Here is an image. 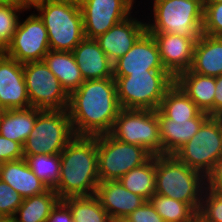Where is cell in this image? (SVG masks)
<instances>
[{"label":"cell","mask_w":222,"mask_h":222,"mask_svg":"<svg viewBox=\"0 0 222 222\" xmlns=\"http://www.w3.org/2000/svg\"><path fill=\"white\" fill-rule=\"evenodd\" d=\"M121 109L113 78L86 80L69 94L67 111L75 136L110 133Z\"/></svg>","instance_id":"obj_1"},{"label":"cell","mask_w":222,"mask_h":222,"mask_svg":"<svg viewBox=\"0 0 222 222\" xmlns=\"http://www.w3.org/2000/svg\"><path fill=\"white\" fill-rule=\"evenodd\" d=\"M60 158V179L54 189L59 199L95 195L100 182L96 137L75 136Z\"/></svg>","instance_id":"obj_2"},{"label":"cell","mask_w":222,"mask_h":222,"mask_svg":"<svg viewBox=\"0 0 222 222\" xmlns=\"http://www.w3.org/2000/svg\"><path fill=\"white\" fill-rule=\"evenodd\" d=\"M155 193L189 204L197 213L206 188L205 176L174 155L155 156Z\"/></svg>","instance_id":"obj_3"},{"label":"cell","mask_w":222,"mask_h":222,"mask_svg":"<svg viewBox=\"0 0 222 222\" xmlns=\"http://www.w3.org/2000/svg\"><path fill=\"white\" fill-rule=\"evenodd\" d=\"M31 8H35L47 29L50 50L72 52L85 38L79 6L40 0Z\"/></svg>","instance_id":"obj_4"},{"label":"cell","mask_w":222,"mask_h":222,"mask_svg":"<svg viewBox=\"0 0 222 222\" xmlns=\"http://www.w3.org/2000/svg\"><path fill=\"white\" fill-rule=\"evenodd\" d=\"M149 33H170L196 41L202 35L204 7L194 0H153ZM152 20V22H151Z\"/></svg>","instance_id":"obj_5"},{"label":"cell","mask_w":222,"mask_h":222,"mask_svg":"<svg viewBox=\"0 0 222 222\" xmlns=\"http://www.w3.org/2000/svg\"><path fill=\"white\" fill-rule=\"evenodd\" d=\"M122 109L158 110L165 92L175 83L166 70L113 77Z\"/></svg>","instance_id":"obj_6"},{"label":"cell","mask_w":222,"mask_h":222,"mask_svg":"<svg viewBox=\"0 0 222 222\" xmlns=\"http://www.w3.org/2000/svg\"><path fill=\"white\" fill-rule=\"evenodd\" d=\"M74 137L67 109L42 110L23 145V154H60Z\"/></svg>","instance_id":"obj_7"},{"label":"cell","mask_w":222,"mask_h":222,"mask_svg":"<svg viewBox=\"0 0 222 222\" xmlns=\"http://www.w3.org/2000/svg\"><path fill=\"white\" fill-rule=\"evenodd\" d=\"M95 137L100 182L119 180L131 169L142 166L152 157L142 146L119 141L110 133Z\"/></svg>","instance_id":"obj_8"},{"label":"cell","mask_w":222,"mask_h":222,"mask_svg":"<svg viewBox=\"0 0 222 222\" xmlns=\"http://www.w3.org/2000/svg\"><path fill=\"white\" fill-rule=\"evenodd\" d=\"M110 134L119 141L142 146L152 156L162 155L156 110L121 109Z\"/></svg>","instance_id":"obj_9"},{"label":"cell","mask_w":222,"mask_h":222,"mask_svg":"<svg viewBox=\"0 0 222 222\" xmlns=\"http://www.w3.org/2000/svg\"><path fill=\"white\" fill-rule=\"evenodd\" d=\"M173 155L206 177L222 155V120L210 116L198 132Z\"/></svg>","instance_id":"obj_10"},{"label":"cell","mask_w":222,"mask_h":222,"mask_svg":"<svg viewBox=\"0 0 222 222\" xmlns=\"http://www.w3.org/2000/svg\"><path fill=\"white\" fill-rule=\"evenodd\" d=\"M30 107L42 110L67 109L69 94L44 61L23 64Z\"/></svg>","instance_id":"obj_11"},{"label":"cell","mask_w":222,"mask_h":222,"mask_svg":"<svg viewBox=\"0 0 222 222\" xmlns=\"http://www.w3.org/2000/svg\"><path fill=\"white\" fill-rule=\"evenodd\" d=\"M49 50L47 29L40 17L32 13L26 19L19 20L16 32L2 52L25 64L42 61Z\"/></svg>","instance_id":"obj_12"},{"label":"cell","mask_w":222,"mask_h":222,"mask_svg":"<svg viewBox=\"0 0 222 222\" xmlns=\"http://www.w3.org/2000/svg\"><path fill=\"white\" fill-rule=\"evenodd\" d=\"M135 3L136 0H83L80 9L85 38L96 39L131 16Z\"/></svg>","instance_id":"obj_13"},{"label":"cell","mask_w":222,"mask_h":222,"mask_svg":"<svg viewBox=\"0 0 222 222\" xmlns=\"http://www.w3.org/2000/svg\"><path fill=\"white\" fill-rule=\"evenodd\" d=\"M150 70H165V68L153 35L146 31L123 57L113 63V77L148 73Z\"/></svg>","instance_id":"obj_14"},{"label":"cell","mask_w":222,"mask_h":222,"mask_svg":"<svg viewBox=\"0 0 222 222\" xmlns=\"http://www.w3.org/2000/svg\"><path fill=\"white\" fill-rule=\"evenodd\" d=\"M0 105L5 110L30 107L23 64L6 56L2 51H0Z\"/></svg>","instance_id":"obj_15"},{"label":"cell","mask_w":222,"mask_h":222,"mask_svg":"<svg viewBox=\"0 0 222 222\" xmlns=\"http://www.w3.org/2000/svg\"><path fill=\"white\" fill-rule=\"evenodd\" d=\"M158 48L165 70L175 79L191 68L196 40L170 33H150Z\"/></svg>","instance_id":"obj_16"},{"label":"cell","mask_w":222,"mask_h":222,"mask_svg":"<svg viewBox=\"0 0 222 222\" xmlns=\"http://www.w3.org/2000/svg\"><path fill=\"white\" fill-rule=\"evenodd\" d=\"M134 16L132 14L95 39L112 63L123 57L147 31L146 22Z\"/></svg>","instance_id":"obj_17"},{"label":"cell","mask_w":222,"mask_h":222,"mask_svg":"<svg viewBox=\"0 0 222 222\" xmlns=\"http://www.w3.org/2000/svg\"><path fill=\"white\" fill-rule=\"evenodd\" d=\"M95 196L110 218H126L146 200L126 188L118 180L99 182Z\"/></svg>","instance_id":"obj_18"},{"label":"cell","mask_w":222,"mask_h":222,"mask_svg":"<svg viewBox=\"0 0 222 222\" xmlns=\"http://www.w3.org/2000/svg\"><path fill=\"white\" fill-rule=\"evenodd\" d=\"M72 53L84 81L113 78V63L95 39L84 38Z\"/></svg>","instance_id":"obj_19"},{"label":"cell","mask_w":222,"mask_h":222,"mask_svg":"<svg viewBox=\"0 0 222 222\" xmlns=\"http://www.w3.org/2000/svg\"><path fill=\"white\" fill-rule=\"evenodd\" d=\"M210 117L201 112L194 119L173 121L169 118H158L159 135L162 142V155H173L188 142L199 130L201 125Z\"/></svg>","instance_id":"obj_20"},{"label":"cell","mask_w":222,"mask_h":222,"mask_svg":"<svg viewBox=\"0 0 222 222\" xmlns=\"http://www.w3.org/2000/svg\"><path fill=\"white\" fill-rule=\"evenodd\" d=\"M0 179L10 185L23 199L48 190L45 184L32 172L24 158L1 163Z\"/></svg>","instance_id":"obj_21"},{"label":"cell","mask_w":222,"mask_h":222,"mask_svg":"<svg viewBox=\"0 0 222 222\" xmlns=\"http://www.w3.org/2000/svg\"><path fill=\"white\" fill-rule=\"evenodd\" d=\"M175 83L202 112L214 116L215 77L194 73L189 69L180 73Z\"/></svg>","instance_id":"obj_22"},{"label":"cell","mask_w":222,"mask_h":222,"mask_svg":"<svg viewBox=\"0 0 222 222\" xmlns=\"http://www.w3.org/2000/svg\"><path fill=\"white\" fill-rule=\"evenodd\" d=\"M190 70L210 77L222 75V37L202 33L195 43Z\"/></svg>","instance_id":"obj_23"},{"label":"cell","mask_w":222,"mask_h":222,"mask_svg":"<svg viewBox=\"0 0 222 222\" xmlns=\"http://www.w3.org/2000/svg\"><path fill=\"white\" fill-rule=\"evenodd\" d=\"M43 61L68 94L78 89L84 82L72 52L49 50Z\"/></svg>","instance_id":"obj_24"},{"label":"cell","mask_w":222,"mask_h":222,"mask_svg":"<svg viewBox=\"0 0 222 222\" xmlns=\"http://www.w3.org/2000/svg\"><path fill=\"white\" fill-rule=\"evenodd\" d=\"M41 111L34 107L5 110L0 120V134L24 145Z\"/></svg>","instance_id":"obj_25"},{"label":"cell","mask_w":222,"mask_h":222,"mask_svg":"<svg viewBox=\"0 0 222 222\" xmlns=\"http://www.w3.org/2000/svg\"><path fill=\"white\" fill-rule=\"evenodd\" d=\"M156 111L158 118H169L173 121L194 119L202 112L176 83L165 92Z\"/></svg>","instance_id":"obj_26"},{"label":"cell","mask_w":222,"mask_h":222,"mask_svg":"<svg viewBox=\"0 0 222 222\" xmlns=\"http://www.w3.org/2000/svg\"><path fill=\"white\" fill-rule=\"evenodd\" d=\"M59 200L58 194L53 189L24 198L12 219L14 222H46L52 208Z\"/></svg>","instance_id":"obj_27"},{"label":"cell","mask_w":222,"mask_h":222,"mask_svg":"<svg viewBox=\"0 0 222 222\" xmlns=\"http://www.w3.org/2000/svg\"><path fill=\"white\" fill-rule=\"evenodd\" d=\"M155 180V156H152L142 166L131 169L118 181L124 188L148 201L155 194Z\"/></svg>","instance_id":"obj_28"},{"label":"cell","mask_w":222,"mask_h":222,"mask_svg":"<svg viewBox=\"0 0 222 222\" xmlns=\"http://www.w3.org/2000/svg\"><path fill=\"white\" fill-rule=\"evenodd\" d=\"M63 201L69 206L74 222H112L95 195L68 197Z\"/></svg>","instance_id":"obj_29"},{"label":"cell","mask_w":222,"mask_h":222,"mask_svg":"<svg viewBox=\"0 0 222 222\" xmlns=\"http://www.w3.org/2000/svg\"><path fill=\"white\" fill-rule=\"evenodd\" d=\"M165 222H194L197 212L187 203L155 193L149 200Z\"/></svg>","instance_id":"obj_30"},{"label":"cell","mask_w":222,"mask_h":222,"mask_svg":"<svg viewBox=\"0 0 222 222\" xmlns=\"http://www.w3.org/2000/svg\"><path fill=\"white\" fill-rule=\"evenodd\" d=\"M29 168L48 189H55L60 179V154L24 155Z\"/></svg>","instance_id":"obj_31"},{"label":"cell","mask_w":222,"mask_h":222,"mask_svg":"<svg viewBox=\"0 0 222 222\" xmlns=\"http://www.w3.org/2000/svg\"><path fill=\"white\" fill-rule=\"evenodd\" d=\"M30 11L23 4L0 5V51H3L10 43L16 32L20 14Z\"/></svg>","instance_id":"obj_32"},{"label":"cell","mask_w":222,"mask_h":222,"mask_svg":"<svg viewBox=\"0 0 222 222\" xmlns=\"http://www.w3.org/2000/svg\"><path fill=\"white\" fill-rule=\"evenodd\" d=\"M197 219L200 222H222L221 192L205 188Z\"/></svg>","instance_id":"obj_33"},{"label":"cell","mask_w":222,"mask_h":222,"mask_svg":"<svg viewBox=\"0 0 222 222\" xmlns=\"http://www.w3.org/2000/svg\"><path fill=\"white\" fill-rule=\"evenodd\" d=\"M202 33L222 37V3H205Z\"/></svg>","instance_id":"obj_34"},{"label":"cell","mask_w":222,"mask_h":222,"mask_svg":"<svg viewBox=\"0 0 222 222\" xmlns=\"http://www.w3.org/2000/svg\"><path fill=\"white\" fill-rule=\"evenodd\" d=\"M22 202V196L0 179V214L4 218H13Z\"/></svg>","instance_id":"obj_35"},{"label":"cell","mask_w":222,"mask_h":222,"mask_svg":"<svg viewBox=\"0 0 222 222\" xmlns=\"http://www.w3.org/2000/svg\"><path fill=\"white\" fill-rule=\"evenodd\" d=\"M23 158V145L0 134V164Z\"/></svg>","instance_id":"obj_36"},{"label":"cell","mask_w":222,"mask_h":222,"mask_svg":"<svg viewBox=\"0 0 222 222\" xmlns=\"http://www.w3.org/2000/svg\"><path fill=\"white\" fill-rule=\"evenodd\" d=\"M127 218L131 222H165L149 201L136 208Z\"/></svg>","instance_id":"obj_37"},{"label":"cell","mask_w":222,"mask_h":222,"mask_svg":"<svg viewBox=\"0 0 222 222\" xmlns=\"http://www.w3.org/2000/svg\"><path fill=\"white\" fill-rule=\"evenodd\" d=\"M46 222H74L73 215L69 206L63 201L59 200L52 208Z\"/></svg>","instance_id":"obj_38"},{"label":"cell","mask_w":222,"mask_h":222,"mask_svg":"<svg viewBox=\"0 0 222 222\" xmlns=\"http://www.w3.org/2000/svg\"><path fill=\"white\" fill-rule=\"evenodd\" d=\"M206 188L222 193V155L215 162L213 169L206 175Z\"/></svg>","instance_id":"obj_39"},{"label":"cell","mask_w":222,"mask_h":222,"mask_svg":"<svg viewBox=\"0 0 222 222\" xmlns=\"http://www.w3.org/2000/svg\"><path fill=\"white\" fill-rule=\"evenodd\" d=\"M214 116L222 112V75L215 77Z\"/></svg>","instance_id":"obj_40"},{"label":"cell","mask_w":222,"mask_h":222,"mask_svg":"<svg viewBox=\"0 0 222 222\" xmlns=\"http://www.w3.org/2000/svg\"><path fill=\"white\" fill-rule=\"evenodd\" d=\"M50 1L58 2V3H69V4L76 5V6L80 7L83 0H50Z\"/></svg>","instance_id":"obj_41"},{"label":"cell","mask_w":222,"mask_h":222,"mask_svg":"<svg viewBox=\"0 0 222 222\" xmlns=\"http://www.w3.org/2000/svg\"><path fill=\"white\" fill-rule=\"evenodd\" d=\"M21 4L25 5L27 8H30L33 4L36 2H39L40 0H18Z\"/></svg>","instance_id":"obj_42"},{"label":"cell","mask_w":222,"mask_h":222,"mask_svg":"<svg viewBox=\"0 0 222 222\" xmlns=\"http://www.w3.org/2000/svg\"><path fill=\"white\" fill-rule=\"evenodd\" d=\"M21 4L18 0H0V5Z\"/></svg>","instance_id":"obj_43"},{"label":"cell","mask_w":222,"mask_h":222,"mask_svg":"<svg viewBox=\"0 0 222 222\" xmlns=\"http://www.w3.org/2000/svg\"><path fill=\"white\" fill-rule=\"evenodd\" d=\"M112 222H131L127 217L126 218H116Z\"/></svg>","instance_id":"obj_44"},{"label":"cell","mask_w":222,"mask_h":222,"mask_svg":"<svg viewBox=\"0 0 222 222\" xmlns=\"http://www.w3.org/2000/svg\"><path fill=\"white\" fill-rule=\"evenodd\" d=\"M205 3H222V0H205Z\"/></svg>","instance_id":"obj_45"},{"label":"cell","mask_w":222,"mask_h":222,"mask_svg":"<svg viewBox=\"0 0 222 222\" xmlns=\"http://www.w3.org/2000/svg\"><path fill=\"white\" fill-rule=\"evenodd\" d=\"M0 222H14L12 218H4Z\"/></svg>","instance_id":"obj_46"},{"label":"cell","mask_w":222,"mask_h":222,"mask_svg":"<svg viewBox=\"0 0 222 222\" xmlns=\"http://www.w3.org/2000/svg\"><path fill=\"white\" fill-rule=\"evenodd\" d=\"M5 109L0 105V120L2 118V115L4 114Z\"/></svg>","instance_id":"obj_47"},{"label":"cell","mask_w":222,"mask_h":222,"mask_svg":"<svg viewBox=\"0 0 222 222\" xmlns=\"http://www.w3.org/2000/svg\"><path fill=\"white\" fill-rule=\"evenodd\" d=\"M194 1L199 2L203 7H204V5H205V0H194Z\"/></svg>","instance_id":"obj_48"},{"label":"cell","mask_w":222,"mask_h":222,"mask_svg":"<svg viewBox=\"0 0 222 222\" xmlns=\"http://www.w3.org/2000/svg\"><path fill=\"white\" fill-rule=\"evenodd\" d=\"M222 120V112L217 116Z\"/></svg>","instance_id":"obj_49"},{"label":"cell","mask_w":222,"mask_h":222,"mask_svg":"<svg viewBox=\"0 0 222 222\" xmlns=\"http://www.w3.org/2000/svg\"><path fill=\"white\" fill-rule=\"evenodd\" d=\"M2 219H4V217L0 214V221H1Z\"/></svg>","instance_id":"obj_50"}]
</instances>
